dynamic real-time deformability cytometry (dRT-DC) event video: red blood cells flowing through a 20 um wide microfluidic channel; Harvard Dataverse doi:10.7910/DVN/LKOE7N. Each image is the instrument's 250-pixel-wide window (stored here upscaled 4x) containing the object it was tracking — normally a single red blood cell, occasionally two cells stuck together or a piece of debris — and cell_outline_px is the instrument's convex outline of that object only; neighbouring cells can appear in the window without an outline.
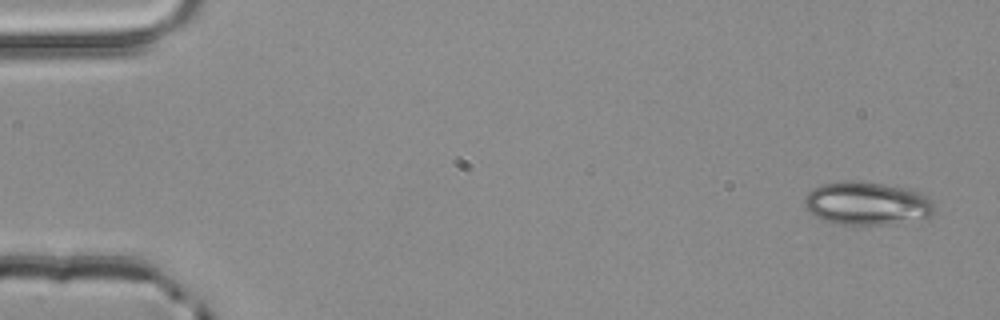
{"species": "common noctule bat (a hibernating species)", "species_latin": "Nyctalus noctula", "temperature_condition": "room temperature", "stored_images_in_passage": 4, "camera_frame_rate_fps": 3000, "um_per_image_px": 0.085, "animal": {"sex": "male", "body_mass_g": 20.4}, "frame": {"image": 1, "passage_image": 1, "time_ms": 0.0, "image_size_px": [1000, 320], "cell_outline_px": [[936, 212], [932, 216], [896, 224], [836, 224], [824, 220], [808, 212], [804, 204], [804, 200], [808, 192], [812, 188], [820, 184], [848, 180], [852, 180], [884, 184], [904, 188], [920, 192], [928, 196], [936, 208]], "centroid_in_image_um": [73.7, 17.29], "position_along_channel_um": 11.3, "area_um2": 33.0}}